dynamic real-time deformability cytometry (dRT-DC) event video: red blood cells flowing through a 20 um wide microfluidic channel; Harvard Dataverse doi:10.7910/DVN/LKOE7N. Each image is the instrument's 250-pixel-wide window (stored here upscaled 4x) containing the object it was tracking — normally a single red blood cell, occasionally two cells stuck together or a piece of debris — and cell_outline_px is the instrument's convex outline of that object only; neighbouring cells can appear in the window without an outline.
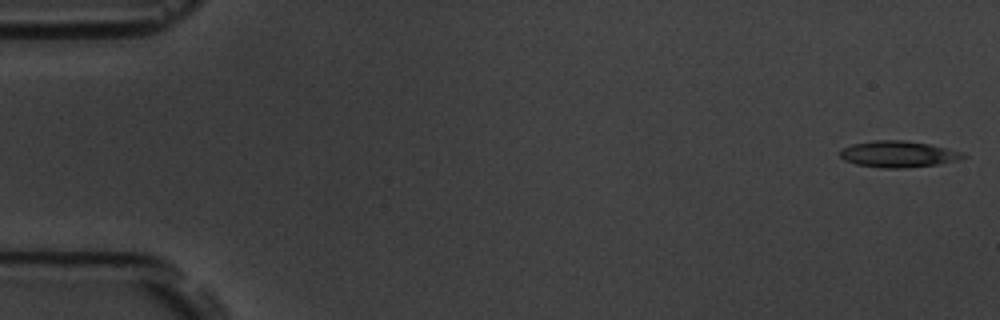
{"species": "common noctule bat (a hibernating species)", "species_latin": "Nyctalus noctula", "temperature_condition": "room temperature", "stored_images_in_passage": 5, "camera_frame_rate_fps": 3000, "um_per_image_px": 0.085, "animal": {"sex": "male", "body_mass_g": 19.5, "forearm_length_mm": 54.6}, "frame": {"image": 1, "passage_image": 1, "time_ms": 0.0, "image_size_px": [1000, 320], "cell_outline_px": [[968, 156], [956, 160], [936, 164], [904, 168], [880, 168], [856, 164], [844, 160], [840, 156], [840, 148], [852, 144], [872, 140], [900, 140], [928, 144], [964, 152]], "centroid_in_image_um": [76.3, 13.1], "position_along_channel_um": 8.7, "area_um2": 18.84}}
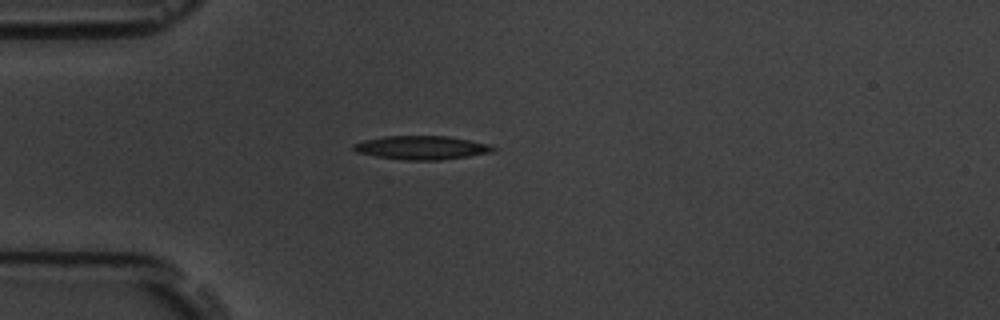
{"frame": {"image": 2, "passage_image": 5, "time_ms": 4.667, "image_size_px": [1000, 320], "cell_outline_px": [[496, 148], [492, 152], [468, 156], [440, 160], [404, 160], [376, 156], [356, 152], [352, 148], [352, 144], [364, 140], [384, 136], [448, 136], [492, 144]], "centroid_in_image_um": [35.84, 12.54], "position_along_channel_um": 49.2, "area_um2": 19.31}}